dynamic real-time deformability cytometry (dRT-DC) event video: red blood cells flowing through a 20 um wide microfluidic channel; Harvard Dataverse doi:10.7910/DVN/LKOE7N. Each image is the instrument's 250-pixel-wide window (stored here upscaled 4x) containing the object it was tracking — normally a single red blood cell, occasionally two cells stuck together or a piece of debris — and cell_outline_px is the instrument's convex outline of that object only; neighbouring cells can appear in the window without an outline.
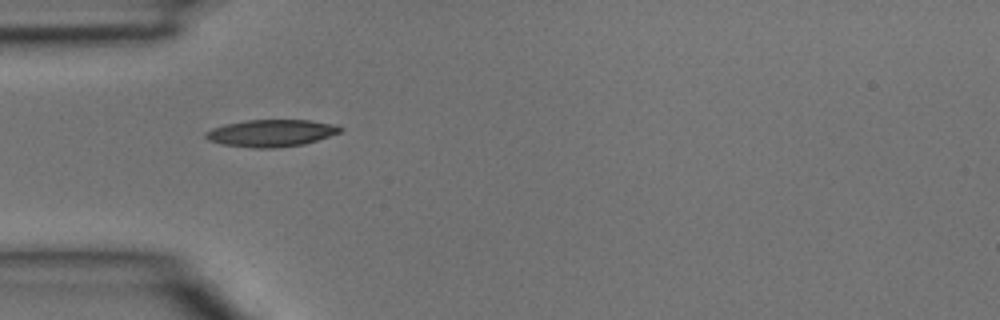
{"species": "common noctule bat (a hibernating species)", "species_latin": "Nyctalus noctula", "temperature_condition": "room temperature", "stored_images_in_passage": 2, "camera_frame_rate_fps": 3000, "um_per_image_px": 0.085, "animal": {"sex": "male", "body_mass_g": 15.6}, "frame": {"image": 1, "passage_image": 1, "time_ms": 0.0, "image_size_px": [1000, 320], "cell_outline_px": [[344, 128], [340, 132], [304, 144], [276, 148], [252, 148], [220, 144], [208, 140], [204, 136], [204, 132], [212, 128], [224, 124], [248, 120], [308, 120], [336, 124]], "centroid_in_image_um": [23.02, 11.31], "position_along_channel_um": 62.0, "area_um2": 21.33}}
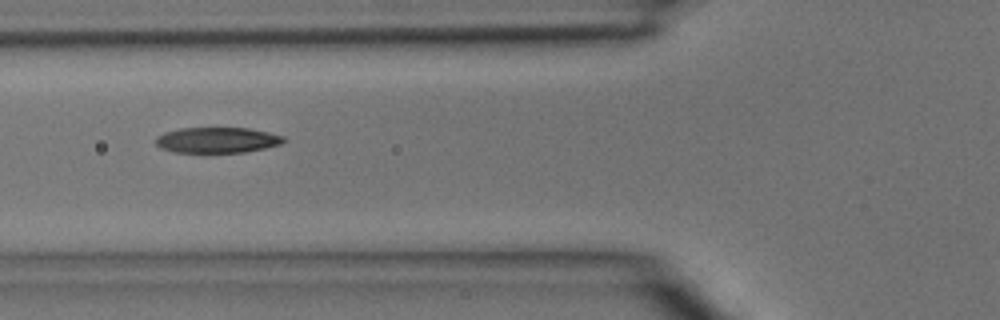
{"frame": {"image": 2, "passage_image": 2, "time_ms": 0.333, "image_size_px": [1000, 320], "cell_outline_px": [[284, 140], [280, 144], [264, 148], [244, 152], [172, 152], [160, 148], [156, 144], [156, 136], [164, 132], [180, 128], [248, 128], [268, 132], [284, 136]], "centroid_in_image_um": [18.42, 11.9], "position_along_channel_um": 107.4, "area_um2": 19.02}}